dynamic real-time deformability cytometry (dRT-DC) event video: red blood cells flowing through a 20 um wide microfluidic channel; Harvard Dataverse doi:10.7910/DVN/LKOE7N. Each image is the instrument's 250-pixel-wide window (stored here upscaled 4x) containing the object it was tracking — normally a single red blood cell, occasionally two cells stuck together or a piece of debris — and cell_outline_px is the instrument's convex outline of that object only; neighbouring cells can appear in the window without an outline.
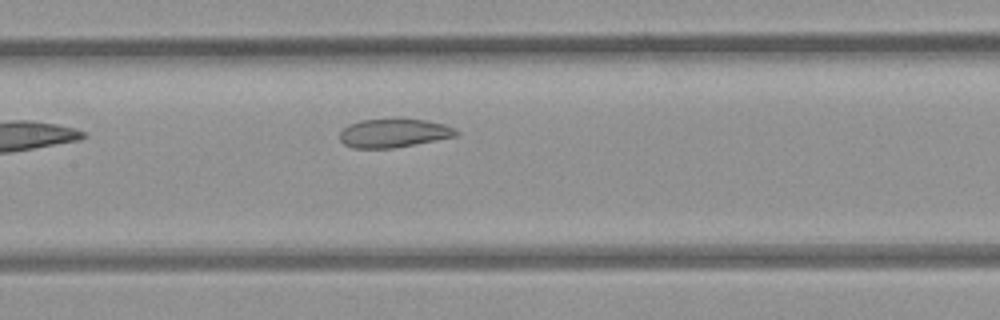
{"species": "common noctule bat (a hibernating species)", "species_latin": "Nyctalus noctula", "temperature_condition": "room temperature", "stored_images_in_passage": 10, "segment_of_instrument_passage": [1, 2], "camera_frame_rate_fps": 3000, "um_per_image_px": 0.085, "animal": {"sex": "female", "body_mass_g": 21.9}, "frame": {"image": 1, "passage_image": 9, "time_ms": 2.667, "image_size_px": [1000, 320], "cell_outline_px": [[460, 136], [392, 148], [352, 148], [344, 144], [340, 140], [340, 132], [348, 124], [360, 120], [392, 116], [396, 116], [424, 120], [444, 124], [456, 128], [460, 132]], "centroid_in_image_um": [33.5, 11.27], "position_along_channel_um": 173.9, "area_um2": 20.29}}